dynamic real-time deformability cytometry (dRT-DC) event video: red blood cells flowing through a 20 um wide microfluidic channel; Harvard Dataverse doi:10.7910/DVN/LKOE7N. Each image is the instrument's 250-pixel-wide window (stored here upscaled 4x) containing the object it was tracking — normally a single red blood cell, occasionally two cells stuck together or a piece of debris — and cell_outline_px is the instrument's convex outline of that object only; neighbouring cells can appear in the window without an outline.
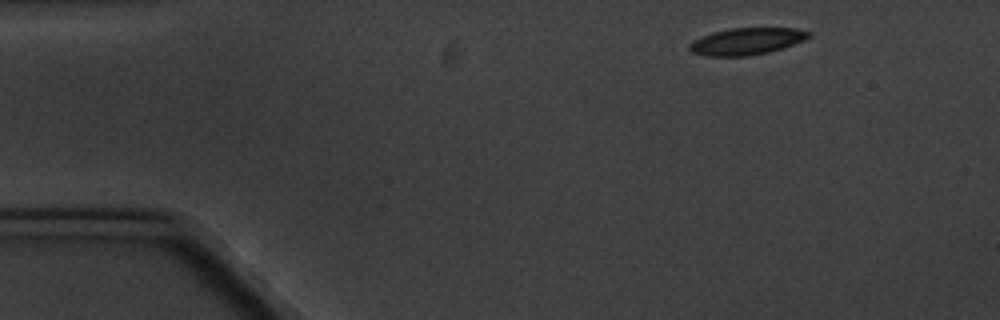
{"species": "common noctule bat (a hibernating species)", "species_latin": "Nyctalus noctula", "temperature_condition": "cold", "stored_images_in_passage": 5, "camera_frame_rate_fps": 3000, "um_per_image_px": 0.085, "animal": {"sex": "male", "body_mass_g": 20.1, "forearm_length_mm": 53.5}, "frame": {"image": 1, "passage_image": 1, "time_ms": 0.0, "image_size_px": [1000, 320], "cell_outline_px": [[812, 36], [804, 40], [784, 48], [768, 52], [748, 56], [708, 56], [692, 52], [688, 48], [688, 44], [692, 40], [712, 32], [728, 28], [796, 28], [812, 32]], "centroid_in_image_um": [63.47, 3.5], "position_along_channel_um": 21.5, "area_um2": 18.9}}
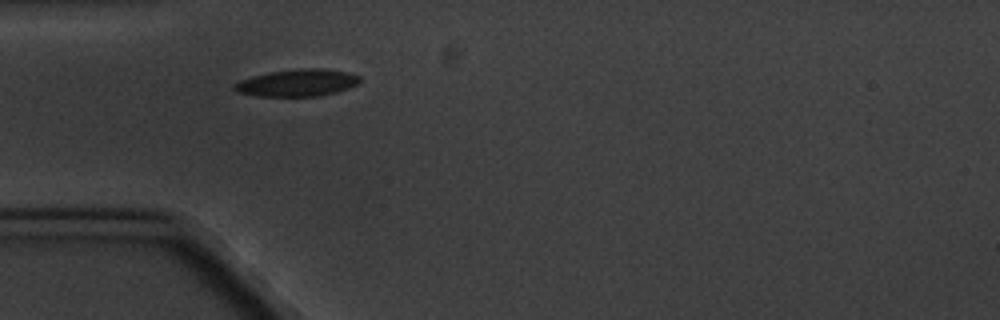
{"frame": {"image": 2, "passage_image": 4, "time_ms": 3.333, "image_size_px": [1000, 320], "cell_outline_px": [[360, 80], [356, 84], [348, 88], [336, 92], [316, 96], [256, 96], [236, 92], [232, 88], [232, 84], [240, 80], [252, 76], [268, 72], [300, 68], [324, 68], [348, 72], [360, 76]], "centroid_in_image_um": [25.22, 7.03], "position_along_channel_um": 59.8, "area_um2": 19.94}}